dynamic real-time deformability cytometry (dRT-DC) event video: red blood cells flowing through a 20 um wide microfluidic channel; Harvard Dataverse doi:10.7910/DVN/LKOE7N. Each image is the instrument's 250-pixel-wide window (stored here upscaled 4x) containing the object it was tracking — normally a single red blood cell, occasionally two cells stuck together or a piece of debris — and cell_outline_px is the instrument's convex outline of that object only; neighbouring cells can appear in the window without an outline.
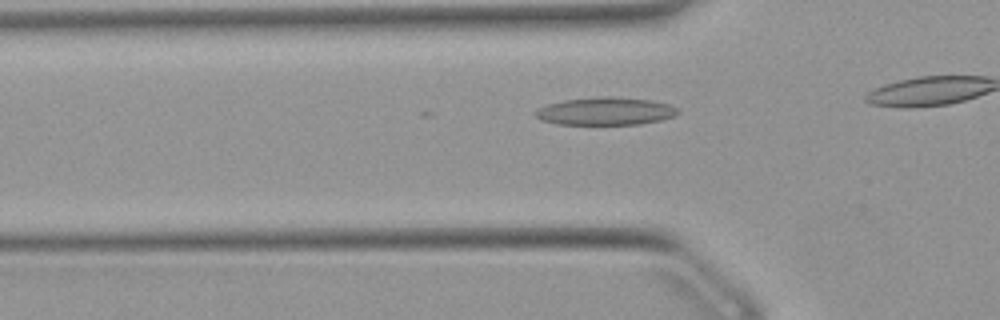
{"species": "Egyptian fruit bat (a non-hibernating species)", "species_latin": "Rousettus aegyptiacus", "temperature_condition": "warm", "stored_images_in_passage": 13, "camera_frame_rate_fps": 3000, "um_per_image_px": 0.085, "animal": {"sex": "female"}, "frame": {"image": 1, "passage_image": 10, "time_ms": 3.0, "image_size_px": [1000, 320], "cell_outline_px": [[680, 112], [676, 116], [660, 120], [640, 124], [556, 124], [540, 120], [532, 112], [536, 108], [548, 104], [564, 100], [596, 96], [612, 96], [652, 100], [668, 104], [680, 108]], "centroid_in_image_um": [51.46, 9.44], "position_along_channel_um": 74.3, "area_um2": 23.41}}
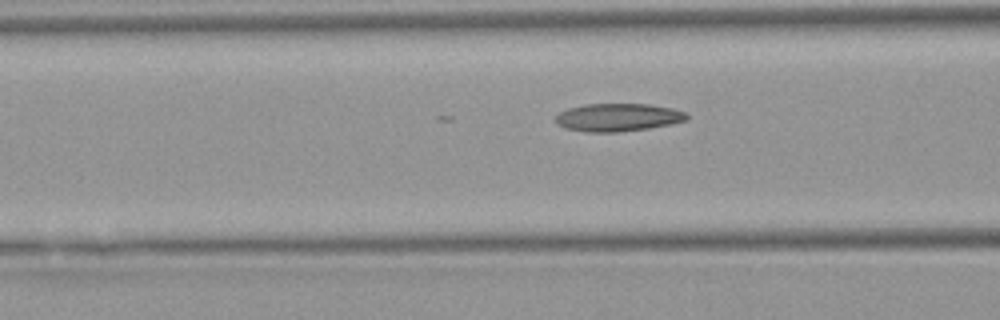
{"frame": {"image": 2, "passage_image": 13, "time_ms": 4.0, "image_size_px": [1000, 320], "cell_outline_px": [[688, 120], [672, 124], [648, 128], [616, 132], [584, 132], [564, 128], [556, 124], [556, 112], [568, 108], [584, 104], [648, 104], [672, 108], [688, 112]], "centroid_in_image_um": [52.51, 9.97], "position_along_channel_um": 114.1, "area_um2": 21.62}}